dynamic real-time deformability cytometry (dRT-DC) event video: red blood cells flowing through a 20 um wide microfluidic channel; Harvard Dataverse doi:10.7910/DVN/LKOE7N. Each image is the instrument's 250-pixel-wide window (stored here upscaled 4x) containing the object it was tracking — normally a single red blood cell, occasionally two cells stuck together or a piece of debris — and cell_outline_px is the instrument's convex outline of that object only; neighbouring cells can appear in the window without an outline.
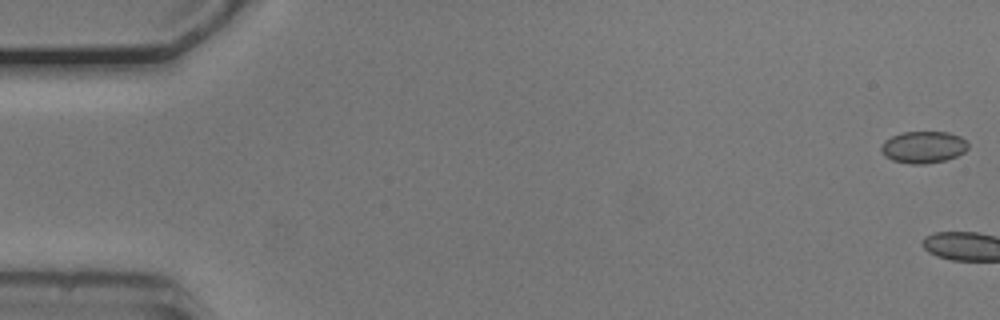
{"species": "common noctule bat (a hibernating species)", "species_latin": "Nyctalus noctula", "temperature_condition": "cold", "stored_images_in_passage": 4, "camera_frame_rate_fps": 3000, "um_per_image_px": 0.085, "animal": {"sex": "male", "body_mass_g": 20.5, "forearm_length_mm": 52.5}, "frame": {"image": 1, "passage_image": 1, "time_ms": 0.0, "image_size_px": [1000, 320], "cell_outline_px": [[968, 148], [964, 152], [956, 156], [944, 160], [924, 164], [908, 164], [892, 160], [884, 156], [880, 148], [884, 140], [892, 136], [904, 132], [948, 132], [960, 136], [968, 144]], "centroid_in_image_um": [78.46, 12.51], "position_along_channel_um": 6.5, "area_um2": 16.13}}